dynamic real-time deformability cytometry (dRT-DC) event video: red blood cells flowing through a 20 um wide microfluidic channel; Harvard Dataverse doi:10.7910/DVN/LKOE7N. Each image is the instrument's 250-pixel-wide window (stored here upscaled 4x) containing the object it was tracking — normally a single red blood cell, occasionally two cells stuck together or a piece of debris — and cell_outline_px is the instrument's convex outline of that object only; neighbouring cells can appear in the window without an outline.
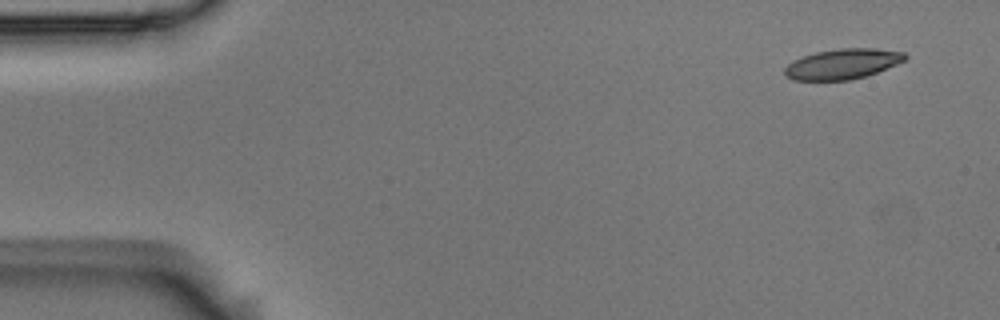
{"species": "Egyptian fruit bat (a non-hibernating species)", "species_latin": "Rousettus aegyptiacus", "temperature_condition": "room temperature", "stored_images_in_passage": 53, "camera_frame_rate_fps": 3000, "um_per_image_px": 0.085, "animal": {"sex": "male"}, "frame": {"image": 1, "passage_image": 1, "time_ms": 0.0, "image_size_px": [1000, 320], "cell_outline_px": [[908, 56], [904, 60], [896, 64], [876, 72], [864, 76], [848, 80], [792, 80], [784, 76], [784, 68], [792, 60], [816, 52], [840, 48], [876, 48], [904, 52]], "centroid_in_image_um": [71.58, 5.43], "position_along_channel_um": 13.4, "area_um2": 21.15}}
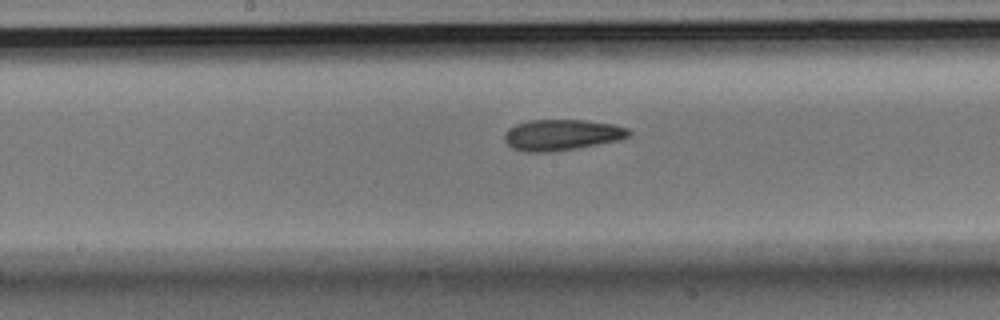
{"frame": {"image": 2, "passage_image": 26, "time_ms": 8.333, "image_size_px": [1000, 320], "cell_outline_px": [[632, 132], [628, 136], [616, 140], [576, 148], [552, 152], [528, 152], [512, 148], [504, 140], [504, 132], [508, 128], [516, 124], [528, 120], [588, 120], [612, 124], [628, 128]], "centroid_in_image_um": [47.7, 11.45], "position_along_channel_um": 200.5, "area_um2": 22.37}}
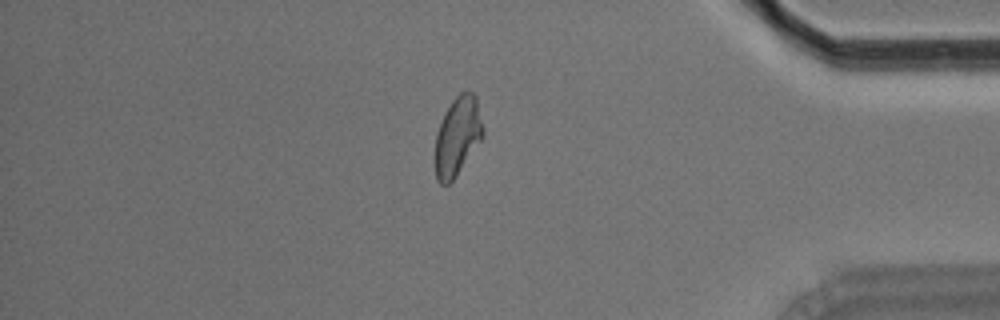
{"frame": {"image": 3, "passage_image": 45, "time_ms": 14.667, "image_size_px": [1000, 320], "cell_outline_px": [[484, 136], [456, 176], [448, 184], [440, 184], [436, 180], [436, 136], [444, 112], [452, 100], [460, 92], [472, 92], [476, 96], [484, 128]], "centroid_in_image_um": [38.91, 11.56], "position_along_channel_um": 396.3, "area_um2": 21.85}, "authors_computed_cell_mechanics": {"area_um2": 22.253, "velocity_mm_per_s": 3.5817, "shape_relaxation_time_tau1_ms": null, "shape_relaxation_time_tau2_ms": 4.0281, "deformation_change_tau1": null, "deformation_change_tau2": 0.1122}}